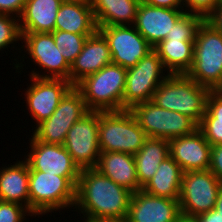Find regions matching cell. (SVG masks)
<instances>
[{"label":"cell","mask_w":222,"mask_h":222,"mask_svg":"<svg viewBox=\"0 0 222 222\" xmlns=\"http://www.w3.org/2000/svg\"><path fill=\"white\" fill-rule=\"evenodd\" d=\"M131 196V191L95 168H85L76 185L74 209L83 214V222H124Z\"/></svg>","instance_id":"1"},{"label":"cell","mask_w":222,"mask_h":222,"mask_svg":"<svg viewBox=\"0 0 222 222\" xmlns=\"http://www.w3.org/2000/svg\"><path fill=\"white\" fill-rule=\"evenodd\" d=\"M210 92V88L199 85L186 74L169 75L157 87L151 101L190 117L198 125L206 112Z\"/></svg>","instance_id":"2"},{"label":"cell","mask_w":222,"mask_h":222,"mask_svg":"<svg viewBox=\"0 0 222 222\" xmlns=\"http://www.w3.org/2000/svg\"><path fill=\"white\" fill-rule=\"evenodd\" d=\"M126 74V68L110 63L84 77L75 87L81 92L89 111H121Z\"/></svg>","instance_id":"3"},{"label":"cell","mask_w":222,"mask_h":222,"mask_svg":"<svg viewBox=\"0 0 222 222\" xmlns=\"http://www.w3.org/2000/svg\"><path fill=\"white\" fill-rule=\"evenodd\" d=\"M186 75L211 90L222 87V34L205 20L197 30L193 63Z\"/></svg>","instance_id":"4"},{"label":"cell","mask_w":222,"mask_h":222,"mask_svg":"<svg viewBox=\"0 0 222 222\" xmlns=\"http://www.w3.org/2000/svg\"><path fill=\"white\" fill-rule=\"evenodd\" d=\"M147 138L130 110L99 111V148L101 152L134 155Z\"/></svg>","instance_id":"5"},{"label":"cell","mask_w":222,"mask_h":222,"mask_svg":"<svg viewBox=\"0 0 222 222\" xmlns=\"http://www.w3.org/2000/svg\"><path fill=\"white\" fill-rule=\"evenodd\" d=\"M75 200L76 185L68 177L29 170V211L35 217L72 208Z\"/></svg>","instance_id":"6"},{"label":"cell","mask_w":222,"mask_h":222,"mask_svg":"<svg viewBox=\"0 0 222 222\" xmlns=\"http://www.w3.org/2000/svg\"><path fill=\"white\" fill-rule=\"evenodd\" d=\"M130 111L147 137L169 141L189 135L198 129V125L190 117L163 109L152 101L136 104Z\"/></svg>","instance_id":"7"},{"label":"cell","mask_w":222,"mask_h":222,"mask_svg":"<svg viewBox=\"0 0 222 222\" xmlns=\"http://www.w3.org/2000/svg\"><path fill=\"white\" fill-rule=\"evenodd\" d=\"M88 112L81 92L72 86L54 113L34 127L33 137L43 143L64 145L68 130Z\"/></svg>","instance_id":"8"},{"label":"cell","mask_w":222,"mask_h":222,"mask_svg":"<svg viewBox=\"0 0 222 222\" xmlns=\"http://www.w3.org/2000/svg\"><path fill=\"white\" fill-rule=\"evenodd\" d=\"M163 71L165 68L154 49L134 67L128 68L123 94V110H130L136 104L151 101L157 87L169 76Z\"/></svg>","instance_id":"9"},{"label":"cell","mask_w":222,"mask_h":222,"mask_svg":"<svg viewBox=\"0 0 222 222\" xmlns=\"http://www.w3.org/2000/svg\"><path fill=\"white\" fill-rule=\"evenodd\" d=\"M221 184L209 169L184 172L179 197L181 216L192 219L213 209Z\"/></svg>","instance_id":"10"},{"label":"cell","mask_w":222,"mask_h":222,"mask_svg":"<svg viewBox=\"0 0 222 222\" xmlns=\"http://www.w3.org/2000/svg\"><path fill=\"white\" fill-rule=\"evenodd\" d=\"M99 111H89L68 130L64 147L80 169L95 168L100 156Z\"/></svg>","instance_id":"11"},{"label":"cell","mask_w":222,"mask_h":222,"mask_svg":"<svg viewBox=\"0 0 222 222\" xmlns=\"http://www.w3.org/2000/svg\"><path fill=\"white\" fill-rule=\"evenodd\" d=\"M22 41L25 45L21 49L25 47L32 62L47 72L40 75L41 72L33 70L30 76L69 81L70 65L64 59L62 49L55 44L51 33H22Z\"/></svg>","instance_id":"12"},{"label":"cell","mask_w":222,"mask_h":222,"mask_svg":"<svg viewBox=\"0 0 222 222\" xmlns=\"http://www.w3.org/2000/svg\"><path fill=\"white\" fill-rule=\"evenodd\" d=\"M108 41L112 63L134 67L153 47L133 25L97 26Z\"/></svg>","instance_id":"13"},{"label":"cell","mask_w":222,"mask_h":222,"mask_svg":"<svg viewBox=\"0 0 222 222\" xmlns=\"http://www.w3.org/2000/svg\"><path fill=\"white\" fill-rule=\"evenodd\" d=\"M31 137L29 141L31 150L27 154V158L24 157L29 165V170L68 177L77 185L81 169L73 161L64 145L47 144Z\"/></svg>","instance_id":"14"},{"label":"cell","mask_w":222,"mask_h":222,"mask_svg":"<svg viewBox=\"0 0 222 222\" xmlns=\"http://www.w3.org/2000/svg\"><path fill=\"white\" fill-rule=\"evenodd\" d=\"M30 77L31 84L25 91V101L37 125L54 113L61 98L73 85L65 79Z\"/></svg>","instance_id":"15"},{"label":"cell","mask_w":222,"mask_h":222,"mask_svg":"<svg viewBox=\"0 0 222 222\" xmlns=\"http://www.w3.org/2000/svg\"><path fill=\"white\" fill-rule=\"evenodd\" d=\"M181 218L179 200L139 190L132 193L124 222H178Z\"/></svg>","instance_id":"16"},{"label":"cell","mask_w":222,"mask_h":222,"mask_svg":"<svg viewBox=\"0 0 222 222\" xmlns=\"http://www.w3.org/2000/svg\"><path fill=\"white\" fill-rule=\"evenodd\" d=\"M184 9H169L140 3L133 26L154 48L165 39Z\"/></svg>","instance_id":"17"},{"label":"cell","mask_w":222,"mask_h":222,"mask_svg":"<svg viewBox=\"0 0 222 222\" xmlns=\"http://www.w3.org/2000/svg\"><path fill=\"white\" fill-rule=\"evenodd\" d=\"M168 142L169 155L179 164L183 172L209 169L211 145L199 129Z\"/></svg>","instance_id":"18"},{"label":"cell","mask_w":222,"mask_h":222,"mask_svg":"<svg viewBox=\"0 0 222 222\" xmlns=\"http://www.w3.org/2000/svg\"><path fill=\"white\" fill-rule=\"evenodd\" d=\"M112 63L107 39L97 30L88 36L83 49L70 66L69 81L75 86L84 77Z\"/></svg>","instance_id":"19"},{"label":"cell","mask_w":222,"mask_h":222,"mask_svg":"<svg viewBox=\"0 0 222 222\" xmlns=\"http://www.w3.org/2000/svg\"><path fill=\"white\" fill-rule=\"evenodd\" d=\"M95 169L132 193L142 190L138 182L134 155L117 151L101 152Z\"/></svg>","instance_id":"20"},{"label":"cell","mask_w":222,"mask_h":222,"mask_svg":"<svg viewBox=\"0 0 222 222\" xmlns=\"http://www.w3.org/2000/svg\"><path fill=\"white\" fill-rule=\"evenodd\" d=\"M62 0H26L19 18L21 33H52Z\"/></svg>","instance_id":"21"},{"label":"cell","mask_w":222,"mask_h":222,"mask_svg":"<svg viewBox=\"0 0 222 222\" xmlns=\"http://www.w3.org/2000/svg\"><path fill=\"white\" fill-rule=\"evenodd\" d=\"M0 200L18 203L29 210V165L25 159L0 169Z\"/></svg>","instance_id":"22"},{"label":"cell","mask_w":222,"mask_h":222,"mask_svg":"<svg viewBox=\"0 0 222 222\" xmlns=\"http://www.w3.org/2000/svg\"><path fill=\"white\" fill-rule=\"evenodd\" d=\"M55 30L94 34L98 27L90 1L63 2L56 16Z\"/></svg>","instance_id":"23"},{"label":"cell","mask_w":222,"mask_h":222,"mask_svg":"<svg viewBox=\"0 0 222 222\" xmlns=\"http://www.w3.org/2000/svg\"><path fill=\"white\" fill-rule=\"evenodd\" d=\"M141 0H90L97 26L133 25Z\"/></svg>","instance_id":"24"},{"label":"cell","mask_w":222,"mask_h":222,"mask_svg":"<svg viewBox=\"0 0 222 222\" xmlns=\"http://www.w3.org/2000/svg\"><path fill=\"white\" fill-rule=\"evenodd\" d=\"M183 173L179 164L169 155L142 190L153 196L179 200Z\"/></svg>","instance_id":"25"},{"label":"cell","mask_w":222,"mask_h":222,"mask_svg":"<svg viewBox=\"0 0 222 222\" xmlns=\"http://www.w3.org/2000/svg\"><path fill=\"white\" fill-rule=\"evenodd\" d=\"M195 40L163 39L153 49L169 75L186 74L193 63Z\"/></svg>","instance_id":"26"},{"label":"cell","mask_w":222,"mask_h":222,"mask_svg":"<svg viewBox=\"0 0 222 222\" xmlns=\"http://www.w3.org/2000/svg\"><path fill=\"white\" fill-rule=\"evenodd\" d=\"M169 156V142L163 138L147 137L134 154L139 185L143 188L155 175L160 163Z\"/></svg>","instance_id":"27"},{"label":"cell","mask_w":222,"mask_h":222,"mask_svg":"<svg viewBox=\"0 0 222 222\" xmlns=\"http://www.w3.org/2000/svg\"><path fill=\"white\" fill-rule=\"evenodd\" d=\"M198 129L202 132L208 143L222 144V92L211 90L207 98V108Z\"/></svg>","instance_id":"28"},{"label":"cell","mask_w":222,"mask_h":222,"mask_svg":"<svg viewBox=\"0 0 222 222\" xmlns=\"http://www.w3.org/2000/svg\"><path fill=\"white\" fill-rule=\"evenodd\" d=\"M55 44L62 49V55L71 66L77 58L88 36L93 34H75L67 31L54 30L52 33Z\"/></svg>","instance_id":"29"},{"label":"cell","mask_w":222,"mask_h":222,"mask_svg":"<svg viewBox=\"0 0 222 222\" xmlns=\"http://www.w3.org/2000/svg\"><path fill=\"white\" fill-rule=\"evenodd\" d=\"M204 20L202 15L185 12L176 21L165 39L195 40L197 30Z\"/></svg>","instance_id":"30"},{"label":"cell","mask_w":222,"mask_h":222,"mask_svg":"<svg viewBox=\"0 0 222 222\" xmlns=\"http://www.w3.org/2000/svg\"><path fill=\"white\" fill-rule=\"evenodd\" d=\"M19 40H22L19 19L15 16L0 14V51Z\"/></svg>","instance_id":"31"},{"label":"cell","mask_w":222,"mask_h":222,"mask_svg":"<svg viewBox=\"0 0 222 222\" xmlns=\"http://www.w3.org/2000/svg\"><path fill=\"white\" fill-rule=\"evenodd\" d=\"M26 215L34 216L23 205L0 200V222H23L26 221Z\"/></svg>","instance_id":"32"},{"label":"cell","mask_w":222,"mask_h":222,"mask_svg":"<svg viewBox=\"0 0 222 222\" xmlns=\"http://www.w3.org/2000/svg\"><path fill=\"white\" fill-rule=\"evenodd\" d=\"M182 5L186 12L199 14L205 18L215 8L217 0H182Z\"/></svg>","instance_id":"33"},{"label":"cell","mask_w":222,"mask_h":222,"mask_svg":"<svg viewBox=\"0 0 222 222\" xmlns=\"http://www.w3.org/2000/svg\"><path fill=\"white\" fill-rule=\"evenodd\" d=\"M209 170L222 183V144L211 146Z\"/></svg>","instance_id":"34"},{"label":"cell","mask_w":222,"mask_h":222,"mask_svg":"<svg viewBox=\"0 0 222 222\" xmlns=\"http://www.w3.org/2000/svg\"><path fill=\"white\" fill-rule=\"evenodd\" d=\"M26 0H0V14H7L20 18ZM15 14V15H14Z\"/></svg>","instance_id":"35"},{"label":"cell","mask_w":222,"mask_h":222,"mask_svg":"<svg viewBox=\"0 0 222 222\" xmlns=\"http://www.w3.org/2000/svg\"><path fill=\"white\" fill-rule=\"evenodd\" d=\"M205 21L222 34V4H217L205 17Z\"/></svg>","instance_id":"36"},{"label":"cell","mask_w":222,"mask_h":222,"mask_svg":"<svg viewBox=\"0 0 222 222\" xmlns=\"http://www.w3.org/2000/svg\"><path fill=\"white\" fill-rule=\"evenodd\" d=\"M141 2L156 7L183 9L182 0H141Z\"/></svg>","instance_id":"37"},{"label":"cell","mask_w":222,"mask_h":222,"mask_svg":"<svg viewBox=\"0 0 222 222\" xmlns=\"http://www.w3.org/2000/svg\"><path fill=\"white\" fill-rule=\"evenodd\" d=\"M192 219L194 222H222V216L214 208L208 212L201 213Z\"/></svg>","instance_id":"38"},{"label":"cell","mask_w":222,"mask_h":222,"mask_svg":"<svg viewBox=\"0 0 222 222\" xmlns=\"http://www.w3.org/2000/svg\"><path fill=\"white\" fill-rule=\"evenodd\" d=\"M214 209L216 211H218L219 214L222 216V184H221V186L219 187V190H218L216 204H215Z\"/></svg>","instance_id":"39"},{"label":"cell","mask_w":222,"mask_h":222,"mask_svg":"<svg viewBox=\"0 0 222 222\" xmlns=\"http://www.w3.org/2000/svg\"><path fill=\"white\" fill-rule=\"evenodd\" d=\"M178 222H194L193 219L181 218Z\"/></svg>","instance_id":"40"},{"label":"cell","mask_w":222,"mask_h":222,"mask_svg":"<svg viewBox=\"0 0 222 222\" xmlns=\"http://www.w3.org/2000/svg\"><path fill=\"white\" fill-rule=\"evenodd\" d=\"M63 2H82V1H90V0H62Z\"/></svg>","instance_id":"41"},{"label":"cell","mask_w":222,"mask_h":222,"mask_svg":"<svg viewBox=\"0 0 222 222\" xmlns=\"http://www.w3.org/2000/svg\"><path fill=\"white\" fill-rule=\"evenodd\" d=\"M217 4H222V0H217Z\"/></svg>","instance_id":"42"}]
</instances>
